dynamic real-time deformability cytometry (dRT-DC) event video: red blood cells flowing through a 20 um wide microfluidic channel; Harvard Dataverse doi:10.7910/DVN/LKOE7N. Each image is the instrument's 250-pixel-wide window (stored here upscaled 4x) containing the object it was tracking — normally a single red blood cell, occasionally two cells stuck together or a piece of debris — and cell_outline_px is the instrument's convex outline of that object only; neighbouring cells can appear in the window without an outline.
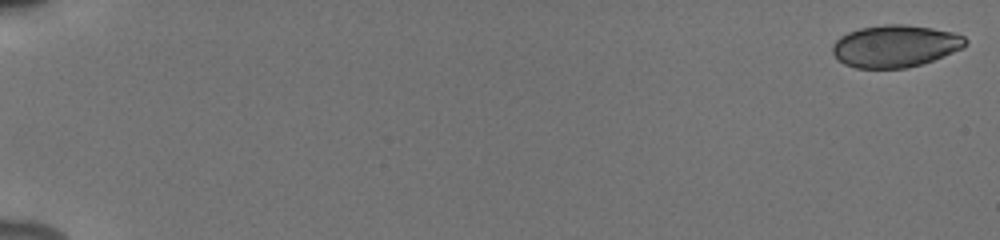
{"species": "human", "species_latin": "Homo sapiens", "temperature_condition": "cold", "stored_images_in_passage": 54, "camera_frame_rate_fps": 3000, "um_per_image_px": 0.085, "donor": {"sex": "male"}, "frame": {"image": 1, "passage_image": 1, "time_ms": 0.0, "image_size_px": [1000, 240], "cell_outline_px": [[968, 44], [952, 52], [932, 60], [920, 64], [904, 68], [856, 68], [844, 64], [836, 60], [832, 52], [832, 44], [840, 36], [848, 32], [860, 28], [884, 24], [908, 24], [932, 28], [952, 32], [964, 36], [968, 40]], "centroid_in_image_um": [76.05, 3.91], "position_along_channel_um": 9.0, "area_um2": 32.71}}
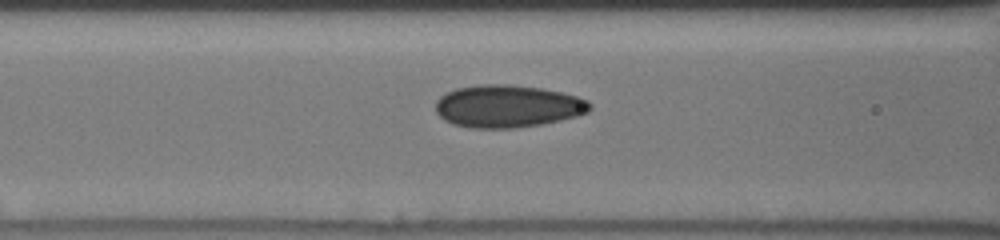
{"frame": {"image": 2, "passage_image": 25, "time_ms": 8.0, "image_size_px": [1000, 240], "cell_outline_px": [[592, 108], [588, 112], [576, 116], [544, 124], [512, 128], [468, 128], [452, 124], [444, 120], [436, 112], [436, 100], [440, 96], [456, 88], [484, 84], [508, 84], [540, 88], [560, 92], [576, 96], [588, 100], [592, 104]], "centroid_in_image_um": [43.15, 9.04], "position_along_channel_um": 123.5, "area_um2": 38.32}}
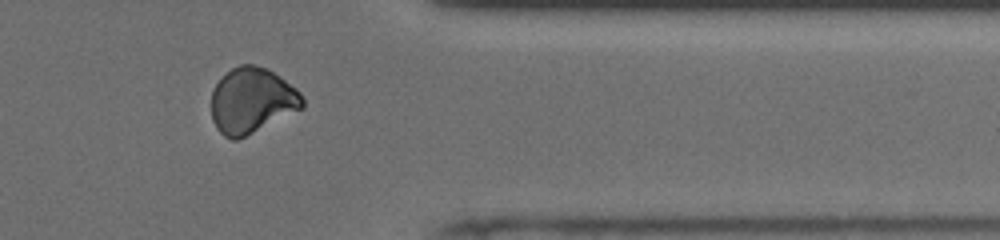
{"frame": {"image": 3, "passage_image": 46, "time_ms": 15.0, "image_size_px": [1000, 240], "cell_outline_px": [[304, 108], [236, 140], [232, 140], [224, 136], [216, 128], [212, 120], [212, 92], [216, 84], [232, 68], [240, 64], [252, 64], [268, 68], [296, 88], [300, 92], [304, 100]], "centroid_in_image_um": [21.42, 8.54], "position_along_channel_um": 390.0, "area_um2": 34.68}, "authors_computed_cell_mechanics": {"area_um2": 34.8534, "velocity_mm_per_s": 3.9158, "shape_relaxation_time_tau1_ms": 7.7486, "shape_relaxation_time_tau2_ms": 3.1252, "deformation_change_tau1": 0.0913, "deformation_change_tau2": 0.0668}}